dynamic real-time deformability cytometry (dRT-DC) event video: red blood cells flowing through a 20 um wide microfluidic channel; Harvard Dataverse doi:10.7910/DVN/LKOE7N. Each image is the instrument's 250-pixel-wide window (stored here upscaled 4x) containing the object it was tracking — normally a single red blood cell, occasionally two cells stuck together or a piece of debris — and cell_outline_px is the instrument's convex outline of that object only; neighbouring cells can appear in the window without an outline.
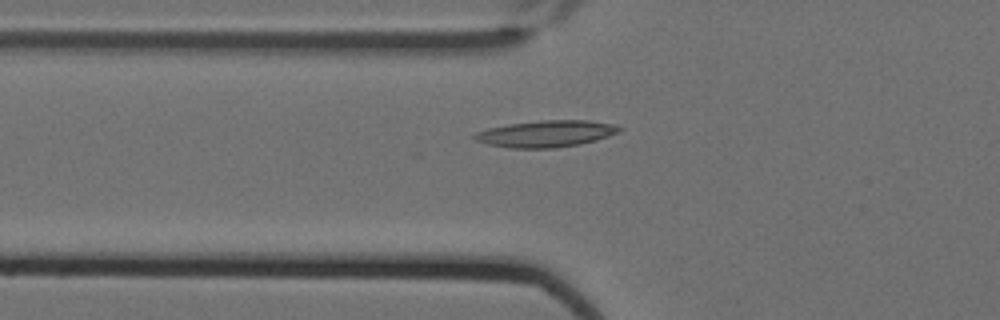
{"species": "Egyptian fruit bat (a non-hibernating species)", "species_latin": "Rousettus aegyptiacus", "temperature_condition": "cold", "stored_images_in_passage": 7, "camera_frame_rate_fps": 3000, "um_per_image_px": 0.085, "animal": {"sex": "female"}, "frame": {"image": 1, "passage_image": 7, "time_ms": 2.0, "image_size_px": [1000, 320], "cell_outline_px": [[624, 128], [620, 132], [596, 140], [580, 144], [556, 148], [508, 148], [488, 144], [476, 140], [472, 136], [476, 132], [488, 128], [508, 124], [540, 120], [588, 120], [612, 124]], "centroid_in_image_um": [46.42, 11.36], "position_along_channel_um": 79.4, "area_um2": 22.54}}